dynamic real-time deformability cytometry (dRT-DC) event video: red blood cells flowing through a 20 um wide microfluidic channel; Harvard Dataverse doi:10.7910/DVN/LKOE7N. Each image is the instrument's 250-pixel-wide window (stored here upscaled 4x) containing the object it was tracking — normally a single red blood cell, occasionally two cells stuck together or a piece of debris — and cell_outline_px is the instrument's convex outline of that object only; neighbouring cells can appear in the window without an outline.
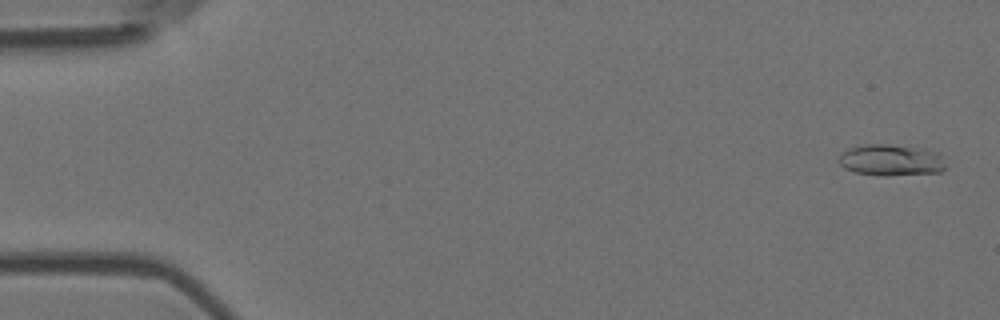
{"species": "Egyptian fruit bat (a non-hibernating species)", "species_latin": "Rousettus aegyptiacus", "temperature_condition": "room temperature", "stored_images_in_passage": 11, "camera_frame_rate_fps": 3000, "um_per_image_px": 0.085, "animal": {"sex": "female"}, "frame": {"image": 1, "passage_image": 2, "time_ms": 0.333, "image_size_px": [1000, 320], "cell_outline_px": [[944, 168], [940, 172], [888, 176], [880, 176], [856, 172], [844, 168], [840, 164], [840, 156], [848, 148], [864, 144], [888, 144], [932, 148], [940, 152], [944, 164]], "centroid_in_image_um": [75.8, 13.59], "position_along_channel_um": 9.2, "area_um2": 19.88}}